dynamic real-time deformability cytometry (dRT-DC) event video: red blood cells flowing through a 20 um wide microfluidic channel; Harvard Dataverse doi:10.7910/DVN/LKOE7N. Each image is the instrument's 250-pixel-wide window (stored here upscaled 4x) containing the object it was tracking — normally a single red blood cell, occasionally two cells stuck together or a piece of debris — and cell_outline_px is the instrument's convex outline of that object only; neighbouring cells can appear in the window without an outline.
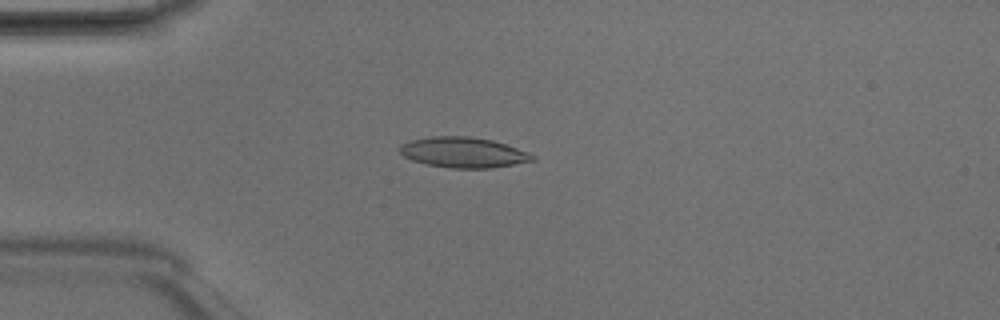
{"species": "Egyptian fruit bat (a non-hibernating species)", "species_latin": "Rousettus aegyptiacus", "temperature_condition": "room temperature", "stored_images_in_passage": 5, "camera_frame_rate_fps": 3000, "um_per_image_px": 0.085, "animal": {"sex": "male"}, "frame": {"image": 1, "passage_image": 4, "time_ms": 1.0, "image_size_px": [1000, 320], "cell_outline_px": [[536, 160], [492, 168], [452, 168], [428, 164], [412, 160], [404, 156], [400, 152], [400, 144], [412, 140], [432, 136], [468, 136], [492, 140], [516, 148], [536, 156]], "centroid_in_image_um": [39.38, 12.95], "position_along_channel_um": 45.6, "area_um2": 23.29}}